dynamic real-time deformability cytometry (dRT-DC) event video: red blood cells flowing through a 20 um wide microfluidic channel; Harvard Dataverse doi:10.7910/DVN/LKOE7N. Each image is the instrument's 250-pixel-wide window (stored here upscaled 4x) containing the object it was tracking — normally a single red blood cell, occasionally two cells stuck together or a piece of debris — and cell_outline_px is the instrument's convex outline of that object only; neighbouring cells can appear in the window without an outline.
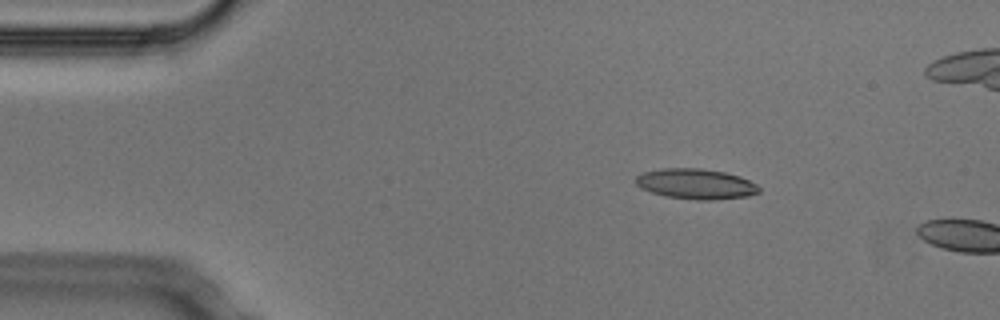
{"species": "Egyptian fruit bat (a non-hibernating species)", "species_latin": "Rousettus aegyptiacus", "temperature_condition": "cold", "stored_images_in_passage": 3, "camera_frame_rate_fps": 3000, "um_per_image_px": 0.085, "animal": {"sex": "male"}, "frame": {"image": 1, "passage_image": 2, "time_ms": 0.333, "image_size_px": [1000, 320], "cell_outline_px": [[760, 192], [748, 196], [712, 200], [696, 200], [668, 196], [652, 192], [640, 188], [636, 184], [636, 176], [640, 172], [660, 168], [700, 168], [724, 172], [740, 176], [756, 184], [760, 188]], "centroid_in_image_um": [59.13, 15.62], "position_along_channel_um": 25.9, "area_um2": 21.85}}